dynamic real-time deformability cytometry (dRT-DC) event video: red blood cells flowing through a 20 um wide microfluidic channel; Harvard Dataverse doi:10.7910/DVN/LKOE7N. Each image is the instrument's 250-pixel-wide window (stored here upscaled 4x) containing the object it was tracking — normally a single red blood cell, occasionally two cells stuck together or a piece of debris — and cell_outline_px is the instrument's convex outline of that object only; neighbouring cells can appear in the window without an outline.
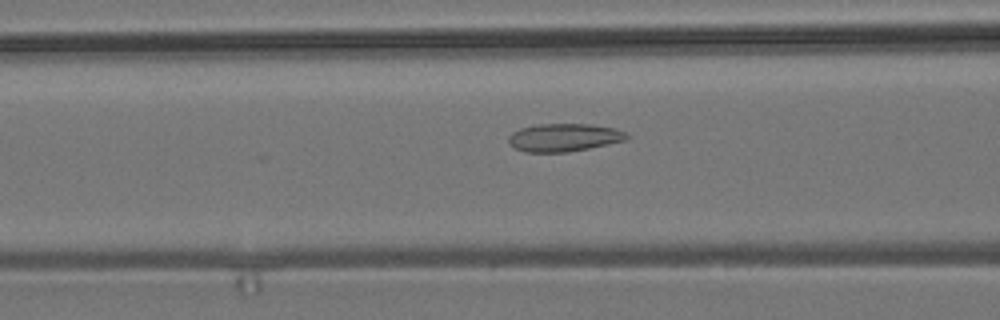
{"species": "common noctule bat (a hibernating species)", "species_latin": "Nyctalus noctula", "temperature_condition": "room temperature", "stored_images_in_passage": 48, "camera_frame_rate_fps": 3000, "um_per_image_px": 0.085, "animal": {"sex": "male", "body_mass_g": 19.2, "forearm_length_mm": 51.8}, "frame": {"image": 1, "passage_image": 22, "time_ms": 7.0, "image_size_px": [1000, 320], "cell_outline_px": [[632, 136], [628, 140], [568, 152], [524, 152], [508, 144], [508, 136], [512, 132], [520, 128], [536, 124], [592, 124], [612, 128], [624, 132]], "centroid_in_image_um": [47.93, 11.68], "position_along_channel_um": 118.7, "area_um2": 19.36}}
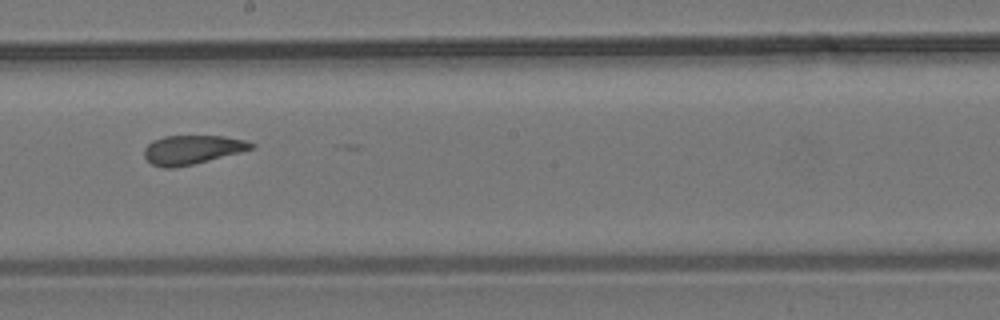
{"frame": {"image": 2, "passage_image": 31, "time_ms": 10.0, "image_size_px": [1000, 320], "cell_outline_px": [[256, 148], [176, 168], [164, 168], [152, 164], [144, 156], [144, 148], [152, 140], [164, 136], [224, 136], [244, 140], [256, 144]], "centroid_in_image_um": [16.33, 12.72], "position_along_channel_um": 231.9, "area_um2": 18.03}}
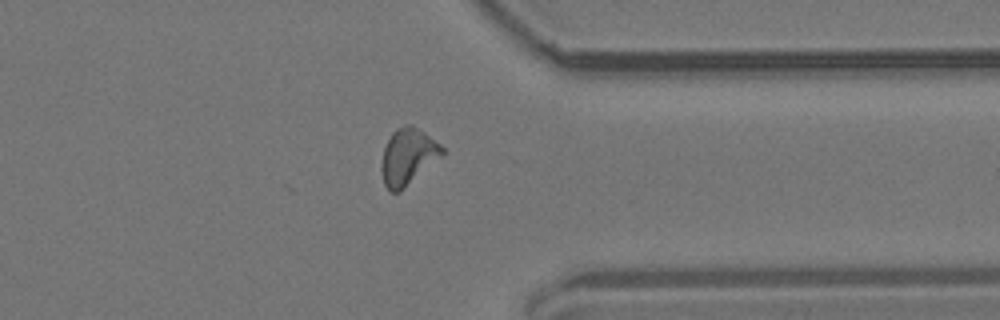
{"frame": {"image": 3, "passage_image": 43, "time_ms": 14.0, "image_size_px": [1000, 320], "cell_outline_px": [[444, 156], [400, 192], [388, 192], [384, 184], [380, 168], [380, 164], [384, 148], [392, 132], [396, 128], [408, 124], [412, 124], [424, 132], [440, 144], [444, 148]], "centroid_in_image_um": [34.68, 13.34], "position_along_channel_um": 376.7, "area_um2": 20.35}, "authors_computed_cell_mechanics": {"area_um2": 19.363, "velocity_mm_per_s": 3.7724, "shape_relaxation_time_tau1_ms": null, "shape_relaxation_time_tau2_ms": 1.2936, "deformation_change_tau1": null, "deformation_change_tau2": 0.0742}}